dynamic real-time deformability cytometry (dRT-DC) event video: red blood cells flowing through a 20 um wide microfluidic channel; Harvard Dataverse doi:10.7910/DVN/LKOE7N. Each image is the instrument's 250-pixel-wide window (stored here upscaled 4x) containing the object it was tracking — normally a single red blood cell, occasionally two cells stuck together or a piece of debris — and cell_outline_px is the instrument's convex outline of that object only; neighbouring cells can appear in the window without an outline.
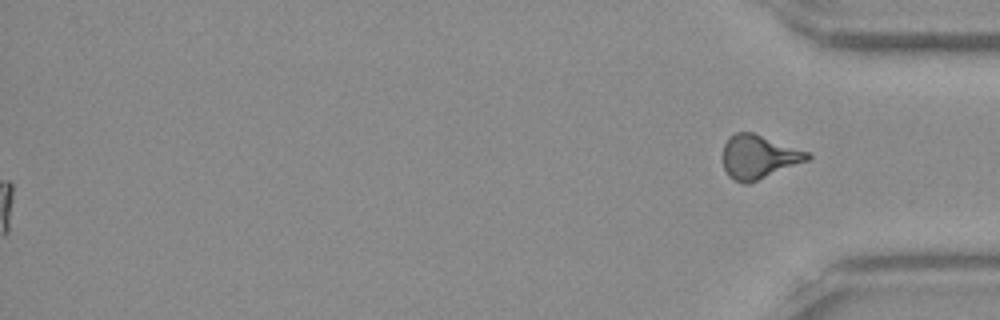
{"species": "Egyptian fruit bat (a non-hibernating species)", "species_latin": "Rousettus aegyptiacus", "temperature_condition": "room temperature", "stored_images_in_passage": 54, "segment_of_instrument_passage": [2, 2], "camera_frame_rate_fps": 3000, "um_per_image_px": 0.085, "frame": {"image": 1, "passage_image": 54, "time_ms": 17.667, "image_size_px": [1000, 320], "cell_outline_px": [[812, 156], [808, 160], [748, 184], [744, 184], [732, 180], [728, 176], [724, 168], [724, 144], [728, 136], [736, 132], [752, 132], [808, 152]], "centroid_in_image_um": [64.45, 13.34], "position_along_channel_um": 370.7, "area_um2": 21.39}}